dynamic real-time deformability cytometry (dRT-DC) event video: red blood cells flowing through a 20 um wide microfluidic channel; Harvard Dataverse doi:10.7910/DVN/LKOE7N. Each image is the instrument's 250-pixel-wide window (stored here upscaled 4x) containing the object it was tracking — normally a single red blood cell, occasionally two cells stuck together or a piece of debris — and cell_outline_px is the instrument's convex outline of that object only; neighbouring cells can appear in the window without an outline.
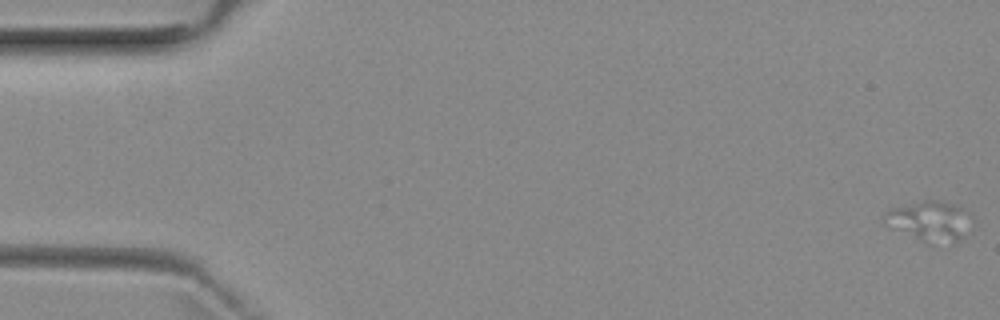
{"species": "common noctule bat (a hibernating species)", "species_latin": "Nyctalus noctula", "temperature_condition": "room temperature", "stored_images_in_passage": 5, "camera_frame_rate_fps": 3000, "um_per_image_px": 0.085, "animal": {"sex": "female", "body_mass_g": 29.2, "forearm_length_mm": 56.3}, "frame": {"image": 1, "passage_image": 1, "time_ms": 0.0, "image_size_px": [1000, 320], "cell_outline_px": [[972, 228], [956, 244], [924, 240], [892, 228], [884, 224], [884, 212], [892, 208], [924, 200], [940, 200], [960, 204], [972, 212]], "centroid_in_image_um": [79.16, 18.75], "position_along_channel_um": 5.8, "area_um2": 20.75}}